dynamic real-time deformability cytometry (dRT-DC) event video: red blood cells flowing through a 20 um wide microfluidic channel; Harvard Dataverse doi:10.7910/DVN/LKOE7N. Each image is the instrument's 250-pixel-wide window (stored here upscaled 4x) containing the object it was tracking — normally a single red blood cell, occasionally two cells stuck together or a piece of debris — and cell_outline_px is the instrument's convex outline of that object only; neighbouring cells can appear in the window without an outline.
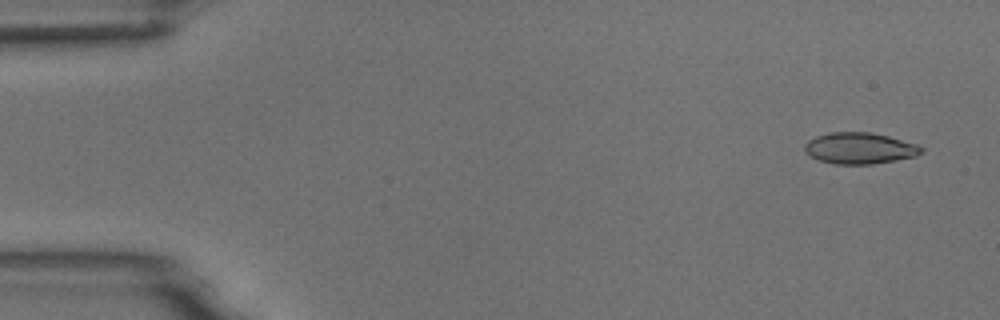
{"species": "common noctule bat (a hibernating species)", "species_latin": "Nyctalus noctula", "temperature_condition": "room temperature", "stored_images_in_passage": 4, "camera_frame_rate_fps": 3000, "um_per_image_px": 0.085, "animal": {"sex": "male", "body_mass_g": 18.8}, "frame": {"image": 1, "passage_image": 1, "time_ms": 0.0, "image_size_px": [1000, 320], "cell_outline_px": [[924, 152], [916, 156], [872, 164], [836, 164], [820, 160], [808, 156], [804, 152], [804, 144], [808, 140], [816, 136], [828, 132], [868, 132], [888, 136], [916, 144], [924, 148]], "centroid_in_image_um": [73.04, 12.6], "position_along_channel_um": 12.0, "area_um2": 21.33}}
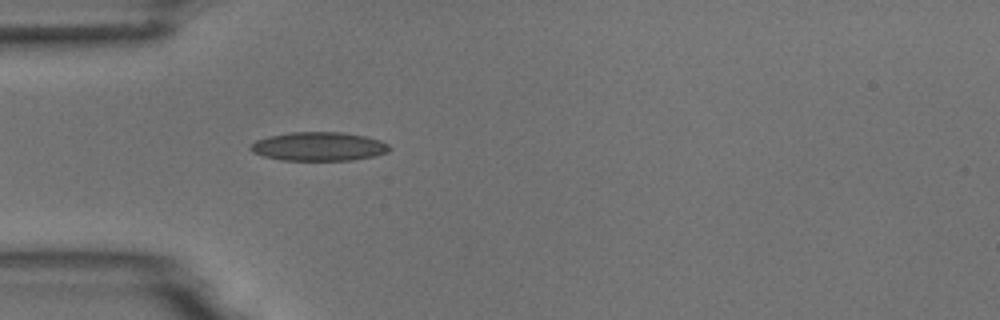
{"frame": {"image": 2, "passage_image": 4, "time_ms": 4.333, "image_size_px": [1000, 320], "cell_outline_px": [[392, 148], [388, 152], [372, 156], [352, 160], [280, 160], [264, 156], [252, 152], [248, 148], [256, 140], [268, 136], [288, 132], [340, 132], [364, 136], [380, 140], [388, 144]], "centroid_in_image_um": [27.07, 12.45], "position_along_channel_um": 57.9, "area_um2": 23.29}}